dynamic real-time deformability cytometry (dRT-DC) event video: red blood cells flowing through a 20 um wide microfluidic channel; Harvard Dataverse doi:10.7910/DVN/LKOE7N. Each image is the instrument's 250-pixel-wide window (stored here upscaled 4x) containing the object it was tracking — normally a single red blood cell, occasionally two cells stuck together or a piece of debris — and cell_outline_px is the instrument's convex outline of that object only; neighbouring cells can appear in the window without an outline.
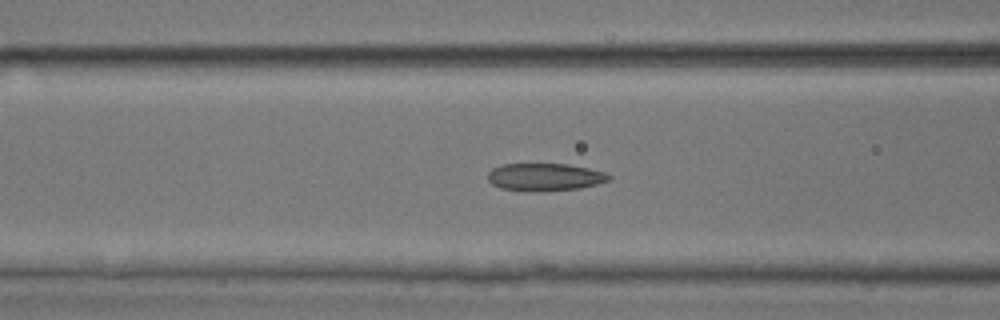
{"species": "common noctule bat (a hibernating species)", "species_latin": "Nyctalus noctula", "temperature_condition": "room temperature", "stored_images_in_passage": 12, "camera_frame_rate_fps": 3000, "um_per_image_px": 0.085, "animal": {"sex": "male", "body_mass_g": 17.9, "forearm_length_mm": 54.2}, "frame": {"image": 1, "passage_image": 10, "time_ms": 3.0, "image_size_px": [1000, 320], "cell_outline_px": [[612, 180], [580, 188], [500, 188], [492, 184], [488, 180], [488, 172], [492, 168], [504, 164], [568, 164], [588, 168], [604, 172], [612, 176]], "centroid_in_image_um": [46.35, 14.98], "position_along_channel_um": 120.2, "area_um2": 18.38}}